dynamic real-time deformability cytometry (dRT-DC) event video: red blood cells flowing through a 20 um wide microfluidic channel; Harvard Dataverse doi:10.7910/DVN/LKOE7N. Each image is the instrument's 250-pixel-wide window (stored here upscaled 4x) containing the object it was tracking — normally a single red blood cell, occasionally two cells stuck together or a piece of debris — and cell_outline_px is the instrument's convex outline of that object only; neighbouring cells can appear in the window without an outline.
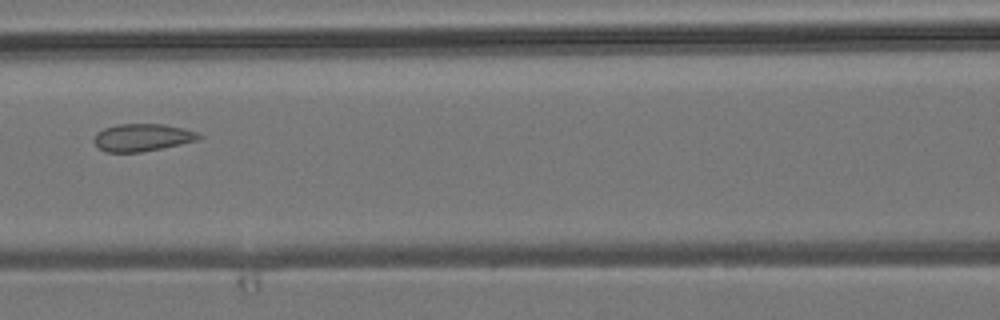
{"species": "common noctule bat (a hibernating species)", "species_latin": "Nyctalus noctula", "temperature_condition": "room temperature", "stored_images_in_passage": 4, "camera_frame_rate_fps": 3000, "um_per_image_px": 0.085, "animal": {"sex": "male", "body_mass_g": 19.2, "forearm_length_mm": 51.8}, "frame": {"image": 1, "passage_image": 3, "time_ms": 2.333, "image_size_px": [1000, 320], "cell_outline_px": [[204, 136], [200, 140], [140, 152], [104, 152], [92, 140], [96, 132], [104, 128], [120, 124], [164, 124], [196, 132]], "centroid_in_image_um": [12.08, 11.68], "position_along_channel_um": 154.5, "area_um2": 16.7}}
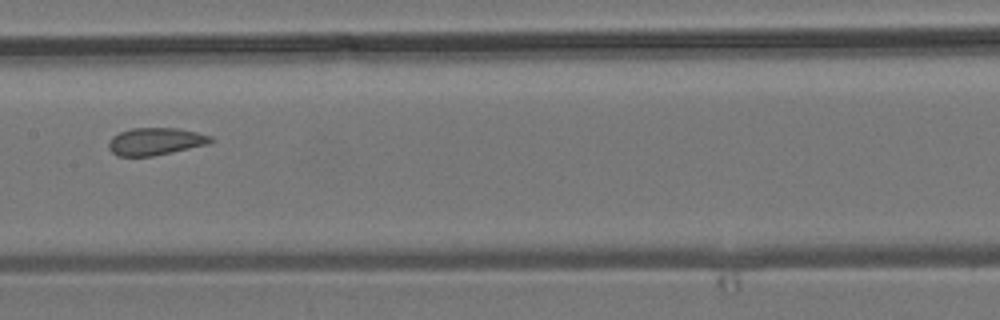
{"frame": {"image": 2, "passage_image": 4, "time_ms": 3.333, "image_size_px": [1000, 320], "cell_outline_px": [[216, 140], [208, 144], [172, 152], [152, 156], [116, 156], [108, 148], [108, 144], [112, 136], [120, 132], [132, 128], [176, 128], [196, 132], [212, 136]], "centroid_in_image_um": [13.22, 12.02], "position_along_channel_um": 194.2, "area_um2": 16.3}}